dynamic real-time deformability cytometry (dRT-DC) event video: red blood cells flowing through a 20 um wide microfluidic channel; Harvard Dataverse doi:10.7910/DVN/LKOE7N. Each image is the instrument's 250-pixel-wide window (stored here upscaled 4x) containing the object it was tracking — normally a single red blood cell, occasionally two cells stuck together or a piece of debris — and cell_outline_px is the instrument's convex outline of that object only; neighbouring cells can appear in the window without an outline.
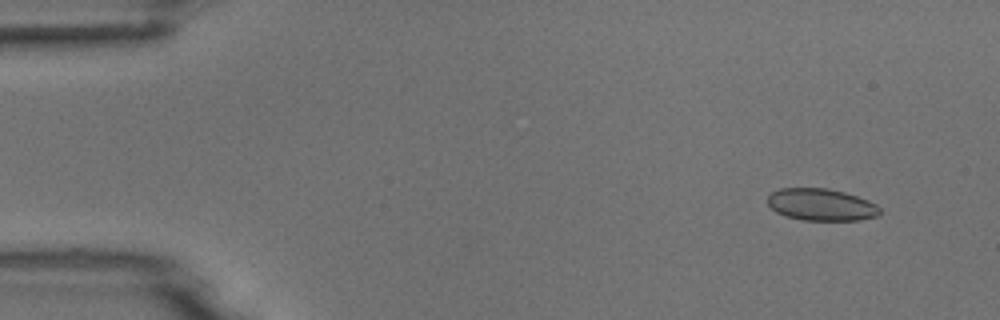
{"species": "common noctule bat (a hibernating species)", "species_latin": "Nyctalus noctula", "temperature_condition": "room temperature", "stored_images_in_passage": 5, "camera_frame_rate_fps": 3000, "um_per_image_px": 0.085, "animal": {"sex": "male", "body_mass_g": 18.8}, "frame": {"image": 1, "passage_image": 2, "time_ms": 1.0, "image_size_px": [1000, 320], "cell_outline_px": [[880, 212], [876, 216], [860, 220], [800, 220], [776, 212], [768, 204], [768, 196], [772, 192], [780, 188], [828, 188], [844, 192], [868, 200], [876, 204], [880, 208]], "centroid_in_image_um": [69.8, 17.39], "position_along_channel_um": 15.2, "area_um2": 20.87}}
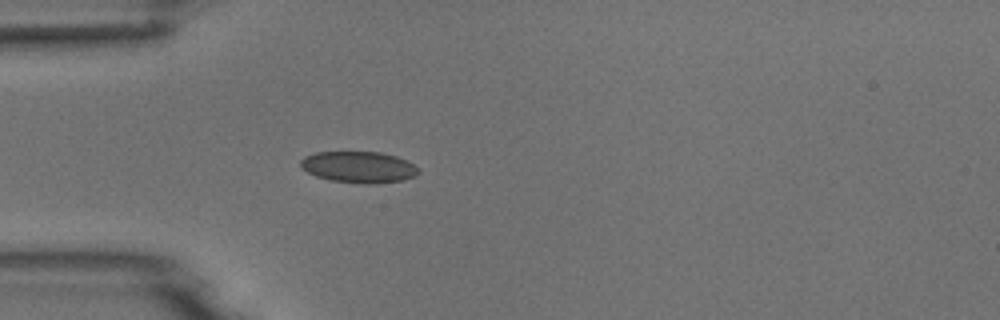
{"frame": {"image": 2, "passage_image": 5, "time_ms": 4.667, "image_size_px": [1000, 320], "cell_outline_px": [[420, 172], [416, 176], [404, 180], [380, 184], [364, 184], [332, 180], [316, 176], [300, 168], [300, 160], [304, 156], [316, 152], [380, 152], [396, 156], [412, 164]], "centroid_in_image_um": [30.48, 14.21], "position_along_channel_um": 54.5, "area_um2": 21.62}}